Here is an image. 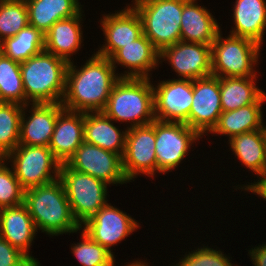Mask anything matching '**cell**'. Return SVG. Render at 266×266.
Masks as SVG:
<instances>
[{
  "mask_svg": "<svg viewBox=\"0 0 266 266\" xmlns=\"http://www.w3.org/2000/svg\"><path fill=\"white\" fill-rule=\"evenodd\" d=\"M73 63H68L62 106L83 113L102 112L121 74L109 58L95 52L80 68Z\"/></svg>",
  "mask_w": 266,
  "mask_h": 266,
  "instance_id": "cell-1",
  "label": "cell"
},
{
  "mask_svg": "<svg viewBox=\"0 0 266 266\" xmlns=\"http://www.w3.org/2000/svg\"><path fill=\"white\" fill-rule=\"evenodd\" d=\"M24 205L37 230L45 232L50 237L81 230L59 178L51 183L25 190Z\"/></svg>",
  "mask_w": 266,
  "mask_h": 266,
  "instance_id": "cell-2",
  "label": "cell"
},
{
  "mask_svg": "<svg viewBox=\"0 0 266 266\" xmlns=\"http://www.w3.org/2000/svg\"><path fill=\"white\" fill-rule=\"evenodd\" d=\"M102 112L115 122H129L127 129L151 124L155 116L150 78H120Z\"/></svg>",
  "mask_w": 266,
  "mask_h": 266,
  "instance_id": "cell-3",
  "label": "cell"
},
{
  "mask_svg": "<svg viewBox=\"0 0 266 266\" xmlns=\"http://www.w3.org/2000/svg\"><path fill=\"white\" fill-rule=\"evenodd\" d=\"M68 63L45 50L20 63L27 101L61 103L65 93Z\"/></svg>",
  "mask_w": 266,
  "mask_h": 266,
  "instance_id": "cell-4",
  "label": "cell"
},
{
  "mask_svg": "<svg viewBox=\"0 0 266 266\" xmlns=\"http://www.w3.org/2000/svg\"><path fill=\"white\" fill-rule=\"evenodd\" d=\"M185 1H131L141 19L143 34L159 53L166 47L181 41V15Z\"/></svg>",
  "mask_w": 266,
  "mask_h": 266,
  "instance_id": "cell-5",
  "label": "cell"
},
{
  "mask_svg": "<svg viewBox=\"0 0 266 266\" xmlns=\"http://www.w3.org/2000/svg\"><path fill=\"white\" fill-rule=\"evenodd\" d=\"M220 31L211 45L212 75L221 77H256L261 45L244 38Z\"/></svg>",
  "mask_w": 266,
  "mask_h": 266,
  "instance_id": "cell-6",
  "label": "cell"
},
{
  "mask_svg": "<svg viewBox=\"0 0 266 266\" xmlns=\"http://www.w3.org/2000/svg\"><path fill=\"white\" fill-rule=\"evenodd\" d=\"M59 179L63 183L73 216L80 225L109 204L106 182L71 169L66 163L61 164Z\"/></svg>",
  "mask_w": 266,
  "mask_h": 266,
  "instance_id": "cell-7",
  "label": "cell"
},
{
  "mask_svg": "<svg viewBox=\"0 0 266 266\" xmlns=\"http://www.w3.org/2000/svg\"><path fill=\"white\" fill-rule=\"evenodd\" d=\"M5 160L12 163L10 166L24 190L51 183L59 178L61 163L49 147L18 144Z\"/></svg>",
  "mask_w": 266,
  "mask_h": 266,
  "instance_id": "cell-8",
  "label": "cell"
},
{
  "mask_svg": "<svg viewBox=\"0 0 266 266\" xmlns=\"http://www.w3.org/2000/svg\"><path fill=\"white\" fill-rule=\"evenodd\" d=\"M202 136L184 122L155 119V154L157 172H171L184 160L189 149Z\"/></svg>",
  "mask_w": 266,
  "mask_h": 266,
  "instance_id": "cell-9",
  "label": "cell"
},
{
  "mask_svg": "<svg viewBox=\"0 0 266 266\" xmlns=\"http://www.w3.org/2000/svg\"><path fill=\"white\" fill-rule=\"evenodd\" d=\"M122 168L129 182L141 174L154 177L157 173L155 120L151 124L127 129Z\"/></svg>",
  "mask_w": 266,
  "mask_h": 266,
  "instance_id": "cell-10",
  "label": "cell"
},
{
  "mask_svg": "<svg viewBox=\"0 0 266 266\" xmlns=\"http://www.w3.org/2000/svg\"><path fill=\"white\" fill-rule=\"evenodd\" d=\"M71 169L85 173L110 184H126L122 157L112 151L83 142L66 163Z\"/></svg>",
  "mask_w": 266,
  "mask_h": 266,
  "instance_id": "cell-11",
  "label": "cell"
},
{
  "mask_svg": "<svg viewBox=\"0 0 266 266\" xmlns=\"http://www.w3.org/2000/svg\"><path fill=\"white\" fill-rule=\"evenodd\" d=\"M192 99L193 80L174 78L160 81L157 86L153 85L155 119L184 122L189 126Z\"/></svg>",
  "mask_w": 266,
  "mask_h": 266,
  "instance_id": "cell-12",
  "label": "cell"
},
{
  "mask_svg": "<svg viewBox=\"0 0 266 266\" xmlns=\"http://www.w3.org/2000/svg\"><path fill=\"white\" fill-rule=\"evenodd\" d=\"M138 221L109 203L87 219L81 229L113 254L111 247L125 240L140 227Z\"/></svg>",
  "mask_w": 266,
  "mask_h": 266,
  "instance_id": "cell-13",
  "label": "cell"
},
{
  "mask_svg": "<svg viewBox=\"0 0 266 266\" xmlns=\"http://www.w3.org/2000/svg\"><path fill=\"white\" fill-rule=\"evenodd\" d=\"M222 112L220 78L210 75L193 80L189 127L203 137L213 130Z\"/></svg>",
  "mask_w": 266,
  "mask_h": 266,
  "instance_id": "cell-14",
  "label": "cell"
},
{
  "mask_svg": "<svg viewBox=\"0 0 266 266\" xmlns=\"http://www.w3.org/2000/svg\"><path fill=\"white\" fill-rule=\"evenodd\" d=\"M168 61L181 79L195 80L212 75L211 46L179 41L159 53V62Z\"/></svg>",
  "mask_w": 266,
  "mask_h": 266,
  "instance_id": "cell-15",
  "label": "cell"
},
{
  "mask_svg": "<svg viewBox=\"0 0 266 266\" xmlns=\"http://www.w3.org/2000/svg\"><path fill=\"white\" fill-rule=\"evenodd\" d=\"M132 6L128 5L112 14H103L100 25L106 42L96 51L98 55L110 59L120 48L143 34L141 19Z\"/></svg>",
  "mask_w": 266,
  "mask_h": 266,
  "instance_id": "cell-16",
  "label": "cell"
},
{
  "mask_svg": "<svg viewBox=\"0 0 266 266\" xmlns=\"http://www.w3.org/2000/svg\"><path fill=\"white\" fill-rule=\"evenodd\" d=\"M30 116L26 118L28 106ZM64 109L61 103L27 104L23 107L20 120V145L48 147L58 114ZM26 110V111H25Z\"/></svg>",
  "mask_w": 266,
  "mask_h": 266,
  "instance_id": "cell-17",
  "label": "cell"
},
{
  "mask_svg": "<svg viewBox=\"0 0 266 266\" xmlns=\"http://www.w3.org/2000/svg\"><path fill=\"white\" fill-rule=\"evenodd\" d=\"M36 232L38 230L24 204L1 208L0 237L24 253L36 266H40L38 260L32 254L30 255L29 251Z\"/></svg>",
  "mask_w": 266,
  "mask_h": 266,
  "instance_id": "cell-18",
  "label": "cell"
},
{
  "mask_svg": "<svg viewBox=\"0 0 266 266\" xmlns=\"http://www.w3.org/2000/svg\"><path fill=\"white\" fill-rule=\"evenodd\" d=\"M110 60L116 69V64L129 69L121 73V78H150V71L160 65L159 52L144 34L120 48Z\"/></svg>",
  "mask_w": 266,
  "mask_h": 266,
  "instance_id": "cell-19",
  "label": "cell"
},
{
  "mask_svg": "<svg viewBox=\"0 0 266 266\" xmlns=\"http://www.w3.org/2000/svg\"><path fill=\"white\" fill-rule=\"evenodd\" d=\"M84 142V113L63 109L57 117L49 149L65 164Z\"/></svg>",
  "mask_w": 266,
  "mask_h": 266,
  "instance_id": "cell-20",
  "label": "cell"
},
{
  "mask_svg": "<svg viewBox=\"0 0 266 266\" xmlns=\"http://www.w3.org/2000/svg\"><path fill=\"white\" fill-rule=\"evenodd\" d=\"M82 12L72 17L57 21L44 34V50L54 54L58 58L65 60L67 63L74 62L71 58L79 49L82 48L83 31H82Z\"/></svg>",
  "mask_w": 266,
  "mask_h": 266,
  "instance_id": "cell-21",
  "label": "cell"
},
{
  "mask_svg": "<svg viewBox=\"0 0 266 266\" xmlns=\"http://www.w3.org/2000/svg\"><path fill=\"white\" fill-rule=\"evenodd\" d=\"M198 0H186L181 15V41L212 45L220 26L207 7H202Z\"/></svg>",
  "mask_w": 266,
  "mask_h": 266,
  "instance_id": "cell-22",
  "label": "cell"
},
{
  "mask_svg": "<svg viewBox=\"0 0 266 266\" xmlns=\"http://www.w3.org/2000/svg\"><path fill=\"white\" fill-rule=\"evenodd\" d=\"M113 123L115 122L103 112L84 113V142L112 151L122 157L125 151L127 128L122 131Z\"/></svg>",
  "mask_w": 266,
  "mask_h": 266,
  "instance_id": "cell-23",
  "label": "cell"
},
{
  "mask_svg": "<svg viewBox=\"0 0 266 266\" xmlns=\"http://www.w3.org/2000/svg\"><path fill=\"white\" fill-rule=\"evenodd\" d=\"M233 22L230 35L244 37L263 45L266 29L265 0H236L233 7Z\"/></svg>",
  "mask_w": 266,
  "mask_h": 266,
  "instance_id": "cell-24",
  "label": "cell"
},
{
  "mask_svg": "<svg viewBox=\"0 0 266 266\" xmlns=\"http://www.w3.org/2000/svg\"><path fill=\"white\" fill-rule=\"evenodd\" d=\"M266 101L264 93L254 104L246 105L233 111H223L212 134L233 136L260 130L263 127L262 105Z\"/></svg>",
  "mask_w": 266,
  "mask_h": 266,
  "instance_id": "cell-25",
  "label": "cell"
},
{
  "mask_svg": "<svg viewBox=\"0 0 266 266\" xmlns=\"http://www.w3.org/2000/svg\"><path fill=\"white\" fill-rule=\"evenodd\" d=\"M29 25L45 34L61 19L77 15L82 11L79 0H28Z\"/></svg>",
  "mask_w": 266,
  "mask_h": 266,
  "instance_id": "cell-26",
  "label": "cell"
},
{
  "mask_svg": "<svg viewBox=\"0 0 266 266\" xmlns=\"http://www.w3.org/2000/svg\"><path fill=\"white\" fill-rule=\"evenodd\" d=\"M238 160L260 177L266 172V144L262 129L242 133L228 139Z\"/></svg>",
  "mask_w": 266,
  "mask_h": 266,
  "instance_id": "cell-27",
  "label": "cell"
},
{
  "mask_svg": "<svg viewBox=\"0 0 266 266\" xmlns=\"http://www.w3.org/2000/svg\"><path fill=\"white\" fill-rule=\"evenodd\" d=\"M257 77H221L222 111H233L254 104L265 92L256 85Z\"/></svg>",
  "mask_w": 266,
  "mask_h": 266,
  "instance_id": "cell-28",
  "label": "cell"
},
{
  "mask_svg": "<svg viewBox=\"0 0 266 266\" xmlns=\"http://www.w3.org/2000/svg\"><path fill=\"white\" fill-rule=\"evenodd\" d=\"M42 51H44V34L30 25L1 42V53L20 63Z\"/></svg>",
  "mask_w": 266,
  "mask_h": 266,
  "instance_id": "cell-29",
  "label": "cell"
},
{
  "mask_svg": "<svg viewBox=\"0 0 266 266\" xmlns=\"http://www.w3.org/2000/svg\"><path fill=\"white\" fill-rule=\"evenodd\" d=\"M0 102L31 104L24 93L20 62L0 54Z\"/></svg>",
  "mask_w": 266,
  "mask_h": 266,
  "instance_id": "cell-30",
  "label": "cell"
},
{
  "mask_svg": "<svg viewBox=\"0 0 266 266\" xmlns=\"http://www.w3.org/2000/svg\"><path fill=\"white\" fill-rule=\"evenodd\" d=\"M23 107L16 103L0 102V158H5L19 144Z\"/></svg>",
  "mask_w": 266,
  "mask_h": 266,
  "instance_id": "cell-31",
  "label": "cell"
},
{
  "mask_svg": "<svg viewBox=\"0 0 266 266\" xmlns=\"http://www.w3.org/2000/svg\"><path fill=\"white\" fill-rule=\"evenodd\" d=\"M28 25L26 2L0 0V42L15 36Z\"/></svg>",
  "mask_w": 266,
  "mask_h": 266,
  "instance_id": "cell-32",
  "label": "cell"
},
{
  "mask_svg": "<svg viewBox=\"0 0 266 266\" xmlns=\"http://www.w3.org/2000/svg\"><path fill=\"white\" fill-rule=\"evenodd\" d=\"M81 241L72 244L71 250L82 266H115V255L94 241L82 230Z\"/></svg>",
  "mask_w": 266,
  "mask_h": 266,
  "instance_id": "cell-33",
  "label": "cell"
},
{
  "mask_svg": "<svg viewBox=\"0 0 266 266\" xmlns=\"http://www.w3.org/2000/svg\"><path fill=\"white\" fill-rule=\"evenodd\" d=\"M6 162L5 158H0V208L24 204L25 190L15 177L12 167L9 168Z\"/></svg>",
  "mask_w": 266,
  "mask_h": 266,
  "instance_id": "cell-34",
  "label": "cell"
},
{
  "mask_svg": "<svg viewBox=\"0 0 266 266\" xmlns=\"http://www.w3.org/2000/svg\"><path fill=\"white\" fill-rule=\"evenodd\" d=\"M224 252L207 246L186 253L180 261L173 266H235ZM237 266V265H236ZM239 266V265H238Z\"/></svg>",
  "mask_w": 266,
  "mask_h": 266,
  "instance_id": "cell-35",
  "label": "cell"
},
{
  "mask_svg": "<svg viewBox=\"0 0 266 266\" xmlns=\"http://www.w3.org/2000/svg\"><path fill=\"white\" fill-rule=\"evenodd\" d=\"M0 266H36L24 253L0 237Z\"/></svg>",
  "mask_w": 266,
  "mask_h": 266,
  "instance_id": "cell-36",
  "label": "cell"
},
{
  "mask_svg": "<svg viewBox=\"0 0 266 266\" xmlns=\"http://www.w3.org/2000/svg\"><path fill=\"white\" fill-rule=\"evenodd\" d=\"M257 179V182L254 181L253 183H248L247 185L243 184V187L241 185L240 189L252 192V194L254 193L255 195H258L266 200V172Z\"/></svg>",
  "mask_w": 266,
  "mask_h": 266,
  "instance_id": "cell-37",
  "label": "cell"
},
{
  "mask_svg": "<svg viewBox=\"0 0 266 266\" xmlns=\"http://www.w3.org/2000/svg\"><path fill=\"white\" fill-rule=\"evenodd\" d=\"M254 266H266V242L248 250Z\"/></svg>",
  "mask_w": 266,
  "mask_h": 266,
  "instance_id": "cell-38",
  "label": "cell"
},
{
  "mask_svg": "<svg viewBox=\"0 0 266 266\" xmlns=\"http://www.w3.org/2000/svg\"><path fill=\"white\" fill-rule=\"evenodd\" d=\"M125 266H150V265H148V262L146 263V262H143V261H141V260H139V262L136 260V261H134V262H132V263H128V264H126Z\"/></svg>",
  "mask_w": 266,
  "mask_h": 266,
  "instance_id": "cell-39",
  "label": "cell"
},
{
  "mask_svg": "<svg viewBox=\"0 0 266 266\" xmlns=\"http://www.w3.org/2000/svg\"><path fill=\"white\" fill-rule=\"evenodd\" d=\"M265 123H263V127H262V132L265 138V144H266V125H264Z\"/></svg>",
  "mask_w": 266,
  "mask_h": 266,
  "instance_id": "cell-40",
  "label": "cell"
},
{
  "mask_svg": "<svg viewBox=\"0 0 266 266\" xmlns=\"http://www.w3.org/2000/svg\"><path fill=\"white\" fill-rule=\"evenodd\" d=\"M6 1H24V2H26L28 0H6Z\"/></svg>",
  "mask_w": 266,
  "mask_h": 266,
  "instance_id": "cell-41",
  "label": "cell"
}]
</instances>
